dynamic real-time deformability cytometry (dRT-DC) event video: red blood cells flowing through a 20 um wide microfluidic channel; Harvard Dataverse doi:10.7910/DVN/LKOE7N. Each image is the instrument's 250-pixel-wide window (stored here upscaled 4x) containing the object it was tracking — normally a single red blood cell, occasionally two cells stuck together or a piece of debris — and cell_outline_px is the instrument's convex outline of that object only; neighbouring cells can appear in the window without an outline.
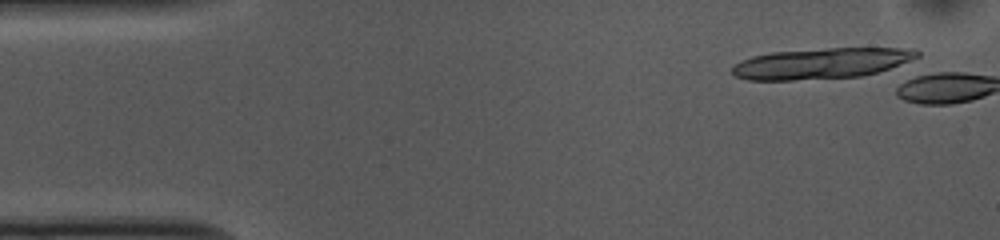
{"species": "common noctule bat (a hibernating species)", "species_latin": "Nyctalus noctula", "temperature_condition": "cold", "stored_images_in_passage": 4, "camera_frame_rate_fps": 3000, "um_per_image_px": 0.085, "animal": {"sex": "female", "body_mass_g": 10.0, "forearm_length_mm": 53.1}, "frame": {"image": 1, "passage_image": 3, "time_ms": 0.667, "image_size_px": [1000, 240], "cell_outline_px": [[920, 56], [888, 68], [864, 76], [792, 80], [748, 80], [736, 76], [732, 72], [732, 68], [736, 64], [752, 56], [768, 52], [828, 48], [916, 48], [920, 52]], "centroid_in_image_um": [69.82, 5.38], "position_along_channel_um": 15.2, "area_um2": 33.0}}